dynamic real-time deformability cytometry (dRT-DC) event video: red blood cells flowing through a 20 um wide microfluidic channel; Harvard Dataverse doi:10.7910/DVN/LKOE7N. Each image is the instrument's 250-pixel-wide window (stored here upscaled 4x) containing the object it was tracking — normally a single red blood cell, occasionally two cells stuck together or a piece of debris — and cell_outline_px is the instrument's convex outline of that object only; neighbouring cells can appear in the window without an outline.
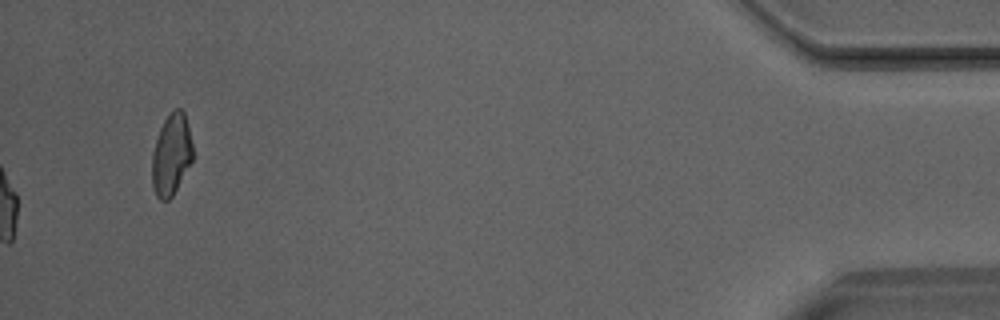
{"species": "Egyptian fruit bat (a non-hibernating species)", "species_latin": "Rousettus aegyptiacus", "temperature_condition": "room temperature", "stored_images_in_passage": 36, "camera_frame_rate_fps": 3000, "um_per_image_px": 0.085, "animal": {"sex": "male"}, "frame": {"image": 1, "passage_image": 36, "time_ms": 11.667, "image_size_px": [1000, 320], "cell_outline_px": [[192, 160], [172, 196], [168, 200], [160, 200], [156, 196], [152, 184], [152, 152], [160, 128], [164, 120], [176, 108], [180, 108], [184, 112], [188, 124], [192, 144]], "centroid_in_image_um": [14.55, 13.14], "position_along_channel_um": 420.6, "area_um2": 19.07}}